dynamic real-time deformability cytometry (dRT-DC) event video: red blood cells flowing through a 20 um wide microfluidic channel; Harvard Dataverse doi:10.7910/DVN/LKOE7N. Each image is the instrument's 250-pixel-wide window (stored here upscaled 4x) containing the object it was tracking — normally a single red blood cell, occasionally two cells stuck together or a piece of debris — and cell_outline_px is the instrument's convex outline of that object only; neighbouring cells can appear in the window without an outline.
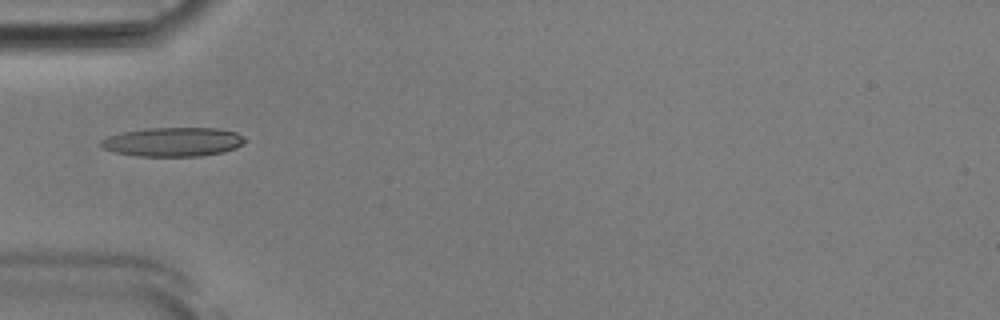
{"species": "Egyptian fruit bat (a non-hibernating species)", "species_latin": "Rousettus aegyptiacus", "temperature_condition": "room temperature", "stored_images_in_passage": 36, "camera_frame_rate_fps": 3000, "um_per_image_px": 0.085, "animal": {"sex": "male"}, "frame": {"image": 1, "passage_image": 1, "time_ms": 0.0, "image_size_px": [1000, 320], "cell_outline_px": [[248, 140], [244, 144], [236, 148], [224, 152], [200, 156], [136, 156], [116, 152], [104, 148], [100, 144], [100, 140], [108, 136], [120, 132], [148, 128], [220, 128], [236, 132], [244, 136]], "centroid_in_image_um": [14.76, 12.05], "position_along_channel_um": 70.2, "area_um2": 24.62}}
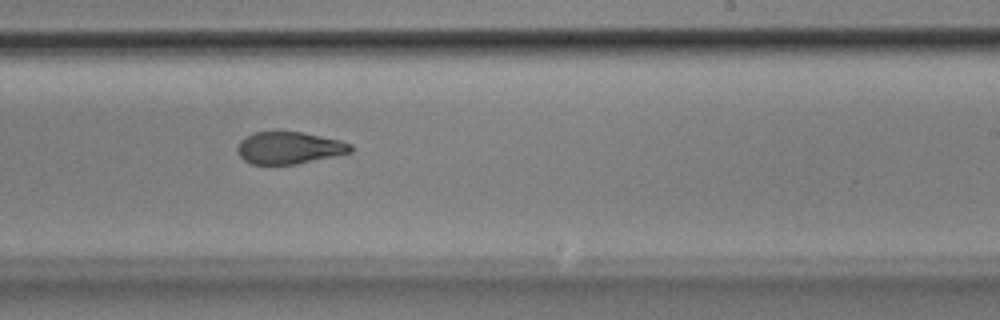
{"frame": {"image": 2, "passage_image": 16, "time_ms": 5.0, "image_size_px": [1000, 320], "cell_outline_px": [[352, 152], [296, 164], [252, 164], [244, 160], [240, 156], [236, 148], [240, 140], [244, 136], [252, 132], [300, 132], [340, 140], [352, 144]], "centroid_in_image_um": [24.54, 12.56], "position_along_channel_um": 264.5, "area_um2": 21.1}}
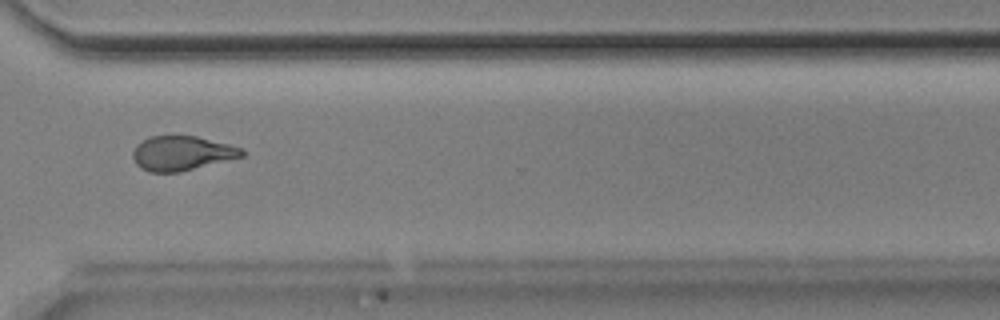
{"frame": {"image": 3, "passage_image": 23, "time_ms": 7.333, "image_size_px": [1000, 320], "cell_outline_px": [[244, 156], [180, 172], [148, 172], [140, 168], [136, 164], [132, 156], [132, 152], [136, 144], [152, 136], [196, 136], [244, 148]], "centroid_in_image_um": [15.44, 13.03], "position_along_channel_um": 355.2, "area_um2": 21.91}, "authors_computed_cell_mechanics": {"area_um2": 22.7154, "velocity_mm_per_s": 3.8742, "shape_relaxation_time_tau1_ms": 4.1206, "shape_relaxation_time_tau2_ms": 1.6384, "deformation_change_tau1": 0.1584, "deformation_change_tau2": 0.0917}}